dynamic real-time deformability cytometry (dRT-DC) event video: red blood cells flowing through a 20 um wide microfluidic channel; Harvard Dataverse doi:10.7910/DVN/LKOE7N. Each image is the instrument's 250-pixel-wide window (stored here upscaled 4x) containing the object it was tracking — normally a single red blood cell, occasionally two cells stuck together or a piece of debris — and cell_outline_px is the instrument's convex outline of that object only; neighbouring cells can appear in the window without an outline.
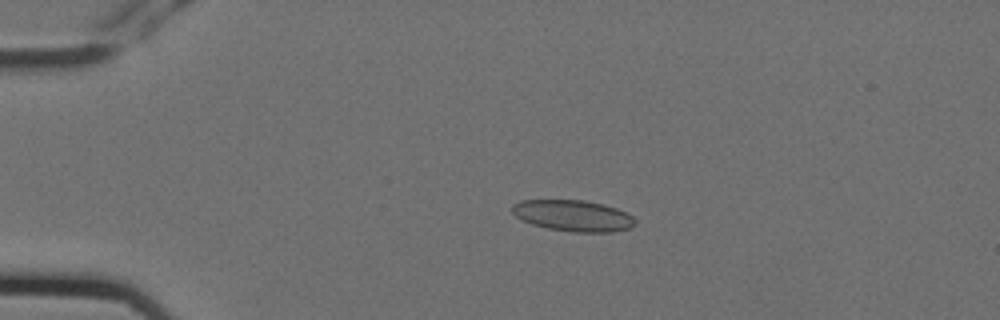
{"species": "Egyptian fruit bat (a non-hibernating species)", "species_latin": "Rousettus aegyptiacus", "temperature_condition": "cold", "stored_images_in_passage": 2, "camera_frame_rate_fps": 3000, "um_per_image_px": 0.085, "animal": {"sex": "female"}, "frame": {"image": 1, "passage_image": 1, "time_ms": 0.0, "image_size_px": [1000, 320], "cell_outline_px": [[636, 224], [628, 228], [612, 232], [572, 232], [548, 228], [532, 224], [520, 220], [512, 212], [512, 204], [520, 200], [584, 200], [604, 204], [616, 208], [632, 216], [636, 220]], "centroid_in_image_um": [48.69, 18.33], "position_along_channel_um": 36.3, "area_um2": 22.43}}